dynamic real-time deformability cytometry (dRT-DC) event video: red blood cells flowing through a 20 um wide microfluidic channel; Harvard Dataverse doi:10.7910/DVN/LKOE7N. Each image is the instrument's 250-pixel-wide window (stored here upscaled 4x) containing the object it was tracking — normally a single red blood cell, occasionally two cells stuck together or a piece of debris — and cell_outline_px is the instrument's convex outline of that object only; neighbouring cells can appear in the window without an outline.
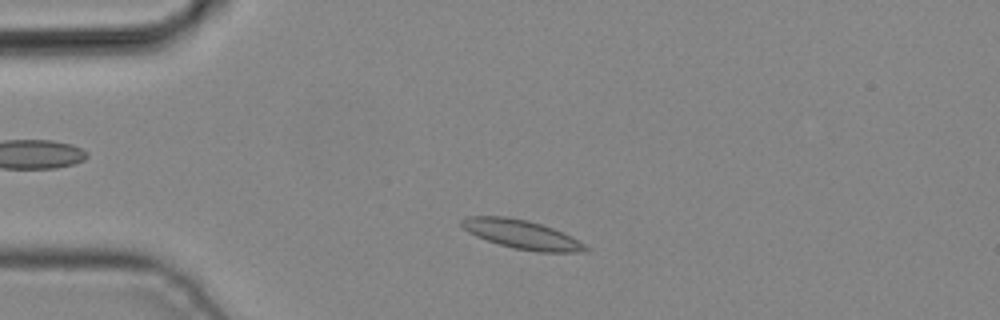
{"species": "common noctule bat (a hibernating species)", "species_latin": "Nyctalus noctula", "temperature_condition": "cold", "stored_images_in_passage": 7, "camera_frame_rate_fps": 3000, "um_per_image_px": 0.085, "animal": {"sex": "male", "body_mass_g": 19.2, "forearm_length_mm": 51.8}, "frame": {"image": 1, "passage_image": 4, "time_ms": 1.0, "image_size_px": [1000, 320], "cell_outline_px": [[592, 248], [588, 252], [536, 252], [512, 248], [476, 236], [468, 232], [460, 224], [460, 220], [468, 216], [508, 216], [528, 220], [552, 228]], "centroid_in_image_um": [44.33, 19.93], "position_along_channel_um": 40.7, "area_um2": 20.75}}
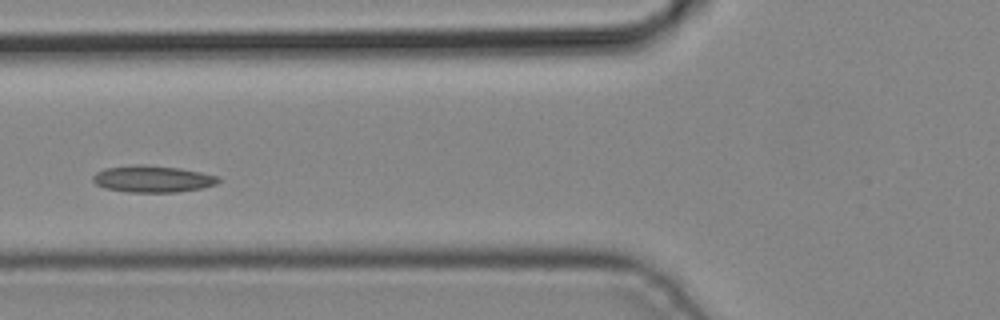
{"frame": {"image": 2, "passage_image": 6, "time_ms": 1.667, "image_size_px": [1000, 320], "cell_outline_px": [[220, 180], [216, 184], [200, 188], [176, 192], [128, 192], [104, 188], [96, 184], [92, 180], [92, 176], [96, 172], [104, 168], [132, 164], [144, 164], [180, 168], [220, 176]], "centroid_in_image_um": [12.94, 15.2], "position_along_channel_um": 112.9, "area_um2": 19.71}}
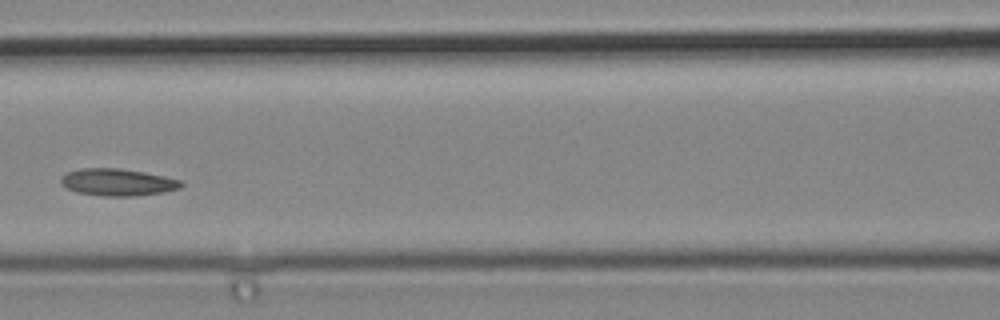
{"frame": {"image": 3, "passage_image": 7, "time_ms": 2.0, "image_size_px": [1000, 320], "cell_outline_px": [[184, 184], [180, 188], [164, 192], [136, 196], [104, 196], [76, 192], [60, 184], [60, 176], [68, 172], [80, 168], [120, 168], [144, 172], [164, 176], [180, 180]], "centroid_in_image_um": [9.98, 15.49], "position_along_channel_um": 156.6, "area_um2": 19.07}}